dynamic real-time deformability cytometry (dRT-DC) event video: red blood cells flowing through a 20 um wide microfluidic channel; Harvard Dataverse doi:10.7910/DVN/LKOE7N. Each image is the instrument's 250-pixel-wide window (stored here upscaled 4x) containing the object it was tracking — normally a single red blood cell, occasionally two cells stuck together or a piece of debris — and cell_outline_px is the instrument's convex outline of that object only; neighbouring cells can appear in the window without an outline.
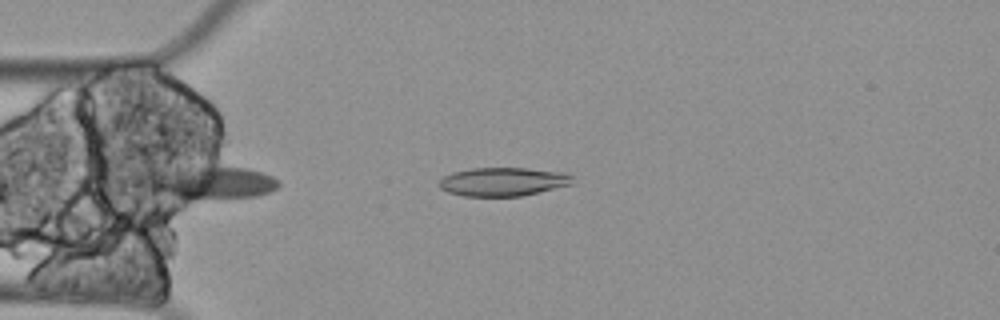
{"species": "Egyptian fruit bat (a non-hibernating species)", "species_latin": "Rousettus aegyptiacus", "temperature_condition": "cold", "stored_images_in_passage": 44, "camera_frame_rate_fps": 3000, "um_per_image_px": 0.085, "animal": {"sex": "female"}, "frame": {"image": 1, "passage_image": 1, "time_ms": 0.0, "image_size_px": [1000, 320], "cell_outline_px": [[572, 184], [520, 196], [464, 196], [448, 192], [440, 188], [436, 184], [444, 176], [452, 172], [472, 168], [528, 168], [564, 172], [572, 176]], "centroid_in_image_um": [42.72, 15.44], "position_along_channel_um": 42.3, "area_um2": 22.2}}
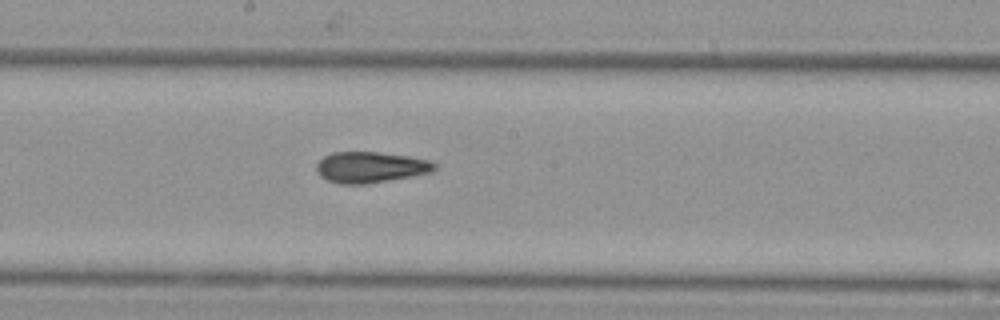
{"frame": {"image": 2, "passage_image": 18, "time_ms": 5.667, "image_size_px": [1000, 320], "cell_outline_px": [[436, 168], [432, 172], [412, 176], [368, 184], [340, 184], [328, 180], [320, 176], [316, 172], [316, 164], [324, 156], [332, 152], [376, 152], [408, 156], [428, 160], [436, 164]], "centroid_in_image_um": [31.47, 14.22], "position_along_channel_um": 216.7, "area_um2": 21.33}}
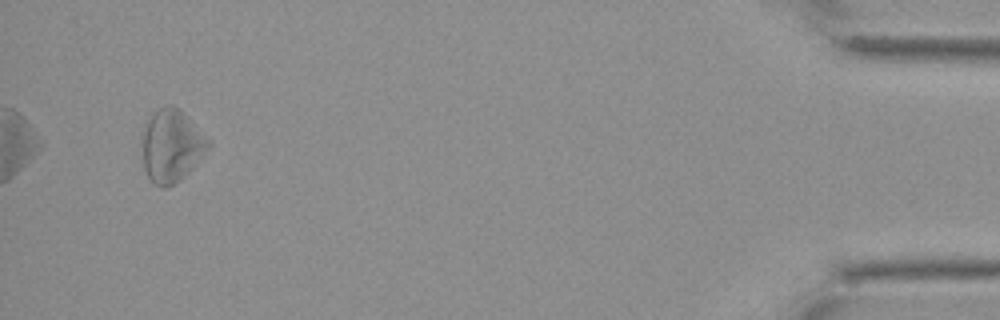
{"frame": {"image": 3, "passage_image": 44, "time_ms": 14.333, "image_size_px": [1000, 320], "cell_outline_px": [[212, 144], [200, 160], [184, 176], [168, 188], [160, 188], [152, 184], [144, 168], [144, 124], [152, 112], [168, 104], [172, 104], [180, 108], [212, 140]], "centroid_in_image_um": [14.62, 12.37], "position_along_channel_um": 420.6, "area_um2": 28.32}, "authors_computed_cell_mechanics": {"area_um2": 22.5998, "velocity_mm_per_s": 3.2439, "shape_relaxation_time_tau1_ms": null, "shape_relaxation_time_tau2_ms": 7.2749, "deformation_change_tau1": null, "deformation_change_tau2": 0.1757}}